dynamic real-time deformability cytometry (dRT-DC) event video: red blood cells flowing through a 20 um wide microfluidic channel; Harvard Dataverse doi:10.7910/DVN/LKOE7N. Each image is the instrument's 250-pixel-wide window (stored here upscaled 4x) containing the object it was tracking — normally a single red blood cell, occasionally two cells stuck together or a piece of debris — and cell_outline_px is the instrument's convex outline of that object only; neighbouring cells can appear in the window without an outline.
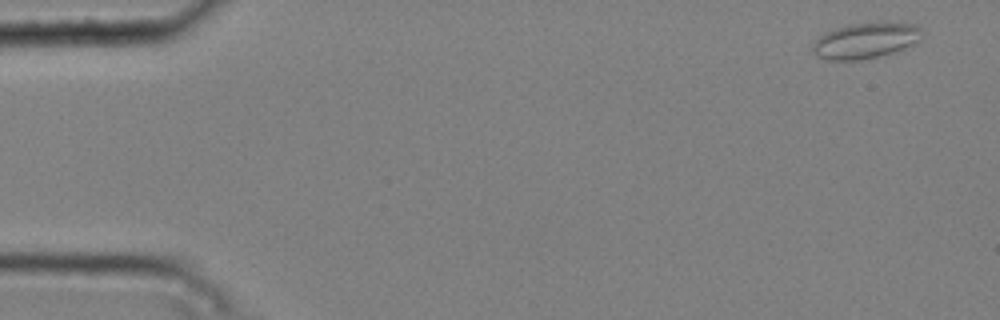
{"species": "common noctule bat (a hibernating species)", "species_latin": "Nyctalus noctula", "temperature_condition": "cold", "stored_images_in_passage": 4, "camera_frame_rate_fps": 3000, "um_per_image_px": 0.085, "animal": {"sex": "male", "body_mass_g": 20.4}, "frame": {"image": 1, "passage_image": 1, "time_ms": 0.0, "image_size_px": [1000, 320], "cell_outline_px": [[924, 36], [920, 40], [904, 48], [892, 52], [860, 60], [828, 60], [816, 56], [812, 52], [812, 44], [824, 32], [832, 28], [848, 24], [872, 20], [884, 20], [916, 24], [924, 28]], "centroid_in_image_um": [73.61, 3.38], "position_along_channel_um": 11.4, "area_um2": 23.76}}